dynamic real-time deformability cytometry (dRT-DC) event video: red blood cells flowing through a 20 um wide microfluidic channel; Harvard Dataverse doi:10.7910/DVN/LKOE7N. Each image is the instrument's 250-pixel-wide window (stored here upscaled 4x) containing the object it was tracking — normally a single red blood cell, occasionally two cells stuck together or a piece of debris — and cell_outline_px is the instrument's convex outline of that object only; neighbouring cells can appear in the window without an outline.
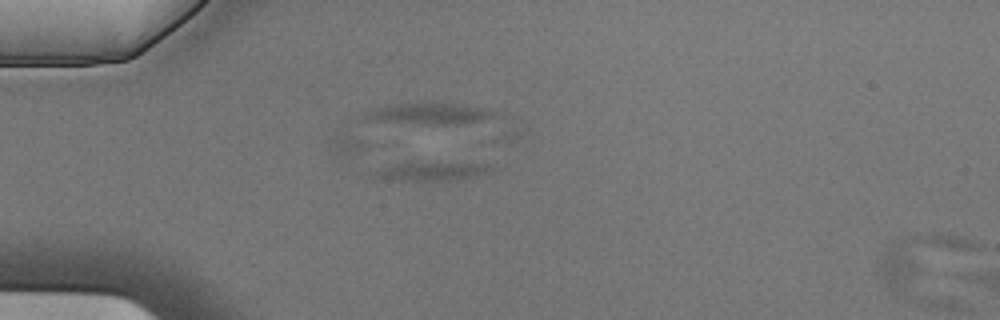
{"species": "Egyptian fruit bat (a non-hibernating species)", "species_latin": "Rousettus aegyptiacus", "temperature_condition": "cold", "stored_images_in_passage": 4, "camera_frame_rate_fps": 3000, "um_per_image_px": 0.085, "animal": {"sex": "male"}, "frame": {"image": 1, "passage_image": 4, "time_ms": 1.0, "image_size_px": [1000, 320], "cell_outline_px": [[980, 248], [896, 288], [888, 284], [880, 272], [880, 264], [884, 252], [904, 240], [912, 236], [928, 232], [936, 232], [956, 236], [972, 240]], "centroid_in_image_um": [78.39, 21.77], "position_along_channel_um": 6.6, "area_um2": 22.6}}